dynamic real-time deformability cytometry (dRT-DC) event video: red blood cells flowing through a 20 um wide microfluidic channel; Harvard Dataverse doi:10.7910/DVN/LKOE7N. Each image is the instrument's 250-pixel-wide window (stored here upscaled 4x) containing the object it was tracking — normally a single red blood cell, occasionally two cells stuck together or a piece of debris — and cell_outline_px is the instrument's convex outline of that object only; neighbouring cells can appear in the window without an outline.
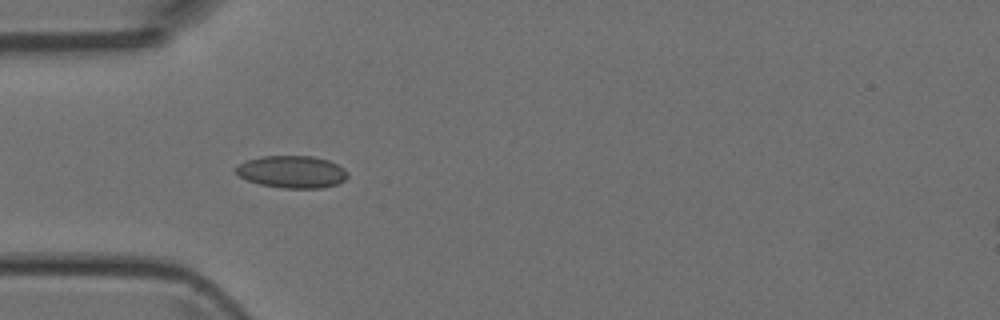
{"species": "Egyptian fruit bat (a non-hibernating species)", "species_latin": "Rousettus aegyptiacus", "temperature_condition": "room temperature", "stored_images_in_passage": 5, "camera_frame_rate_fps": 3000, "um_per_image_px": 0.085, "animal": {"sex": "female"}, "frame": {"image": 1, "passage_image": 4, "time_ms": 4.333, "image_size_px": [1000, 320], "cell_outline_px": [[348, 176], [344, 180], [336, 184], [320, 188], [280, 188], [260, 184], [248, 180], [240, 176], [236, 172], [236, 168], [240, 164], [248, 160], [260, 156], [312, 156], [328, 160], [344, 168], [348, 172]], "centroid_in_image_um": [24.84, 14.6], "position_along_channel_um": 60.2, "area_um2": 20.87}}
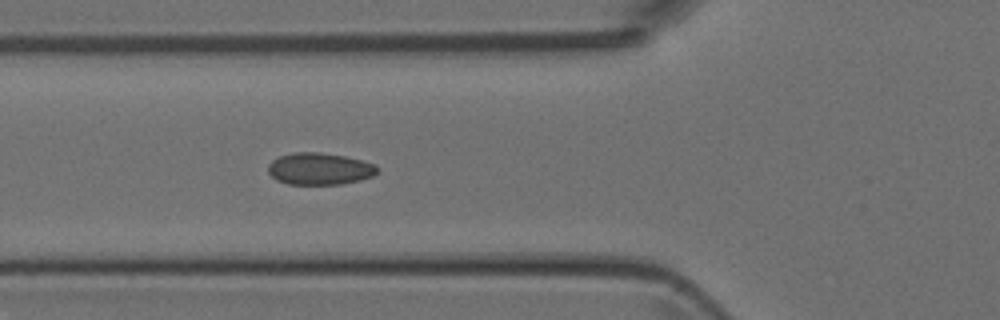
{"frame": {"image": 2, "passage_image": 5, "time_ms": 5.333, "image_size_px": [1000, 320], "cell_outline_px": [[380, 172], [372, 176], [360, 180], [340, 184], [288, 184], [276, 180], [268, 172], [268, 164], [272, 160], [280, 156], [296, 152], [320, 152], [344, 156], [376, 164], [380, 168]], "centroid_in_image_um": [27.19, 14.35], "position_along_channel_um": 98.6, "area_um2": 20.4}}